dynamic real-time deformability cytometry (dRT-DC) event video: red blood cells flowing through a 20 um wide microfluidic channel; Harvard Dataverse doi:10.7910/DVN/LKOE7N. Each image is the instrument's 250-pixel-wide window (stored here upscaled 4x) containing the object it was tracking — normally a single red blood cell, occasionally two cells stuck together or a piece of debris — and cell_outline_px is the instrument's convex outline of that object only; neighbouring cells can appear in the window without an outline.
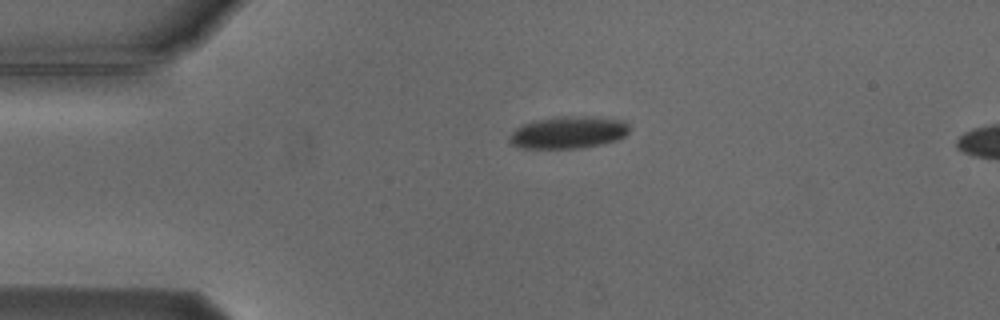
{"species": "Egyptian fruit bat (a non-hibernating species)", "species_latin": "Rousettus aegyptiacus", "temperature_condition": "cold", "stored_images_in_passage": 3, "segment_of_instrument_passage": [1, 2], "camera_frame_rate_fps": 3000, "um_per_image_px": 0.085, "animal": {"sex": "male"}, "frame": {"image": 1, "passage_image": 1, "time_ms": 0.0, "image_size_px": [1000, 320], "cell_outline_px": [[628, 132], [624, 136], [616, 140], [600, 144], [580, 148], [520, 148], [508, 144], [508, 136], [516, 128], [524, 124], [536, 120], [560, 116], [592, 116], [624, 120], [628, 124]], "centroid_in_image_um": [48.27, 11.25], "position_along_channel_um": 36.7, "area_um2": 22.6}}